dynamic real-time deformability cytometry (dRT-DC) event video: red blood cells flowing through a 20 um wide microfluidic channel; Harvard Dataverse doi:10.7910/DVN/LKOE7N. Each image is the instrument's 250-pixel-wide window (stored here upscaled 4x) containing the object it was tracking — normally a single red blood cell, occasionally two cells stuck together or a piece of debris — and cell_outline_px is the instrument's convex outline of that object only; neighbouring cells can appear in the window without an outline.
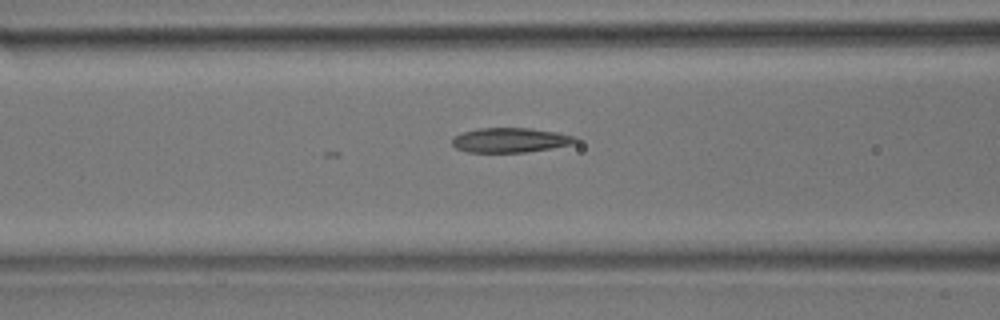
{"species": "common noctule bat (a hibernating species)", "species_latin": "Nyctalus noctula", "temperature_condition": "room temperature", "stored_images_in_passage": 11, "camera_frame_rate_fps": 3000, "um_per_image_px": 0.085, "animal": {"sex": "male", "body_mass_g": 17.9}, "frame": {"image": 1, "passage_image": 7, "time_ms": 2.0, "image_size_px": [1000, 320], "cell_outline_px": [[580, 140], [572, 144], [552, 148], [524, 152], [468, 152], [456, 148], [452, 144], [452, 136], [476, 128], [528, 128], [556, 132], [572, 136]], "centroid_in_image_um": [43.34, 11.91], "position_along_channel_um": 123.3, "area_um2": 17.63}}
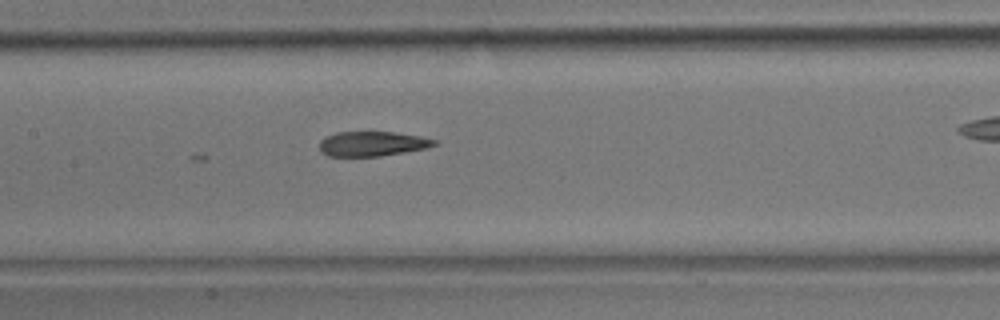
{"frame": {"image": 2, "passage_image": 11, "time_ms": 3.333, "image_size_px": [1000, 320], "cell_outline_px": [[440, 144], [424, 148], [404, 152], [380, 156], [328, 156], [320, 152], [320, 140], [336, 132], [396, 132], [420, 136], [436, 140]], "centroid_in_image_um": [31.65, 12.22], "position_along_channel_um": 175.8, "area_um2": 16.53}}